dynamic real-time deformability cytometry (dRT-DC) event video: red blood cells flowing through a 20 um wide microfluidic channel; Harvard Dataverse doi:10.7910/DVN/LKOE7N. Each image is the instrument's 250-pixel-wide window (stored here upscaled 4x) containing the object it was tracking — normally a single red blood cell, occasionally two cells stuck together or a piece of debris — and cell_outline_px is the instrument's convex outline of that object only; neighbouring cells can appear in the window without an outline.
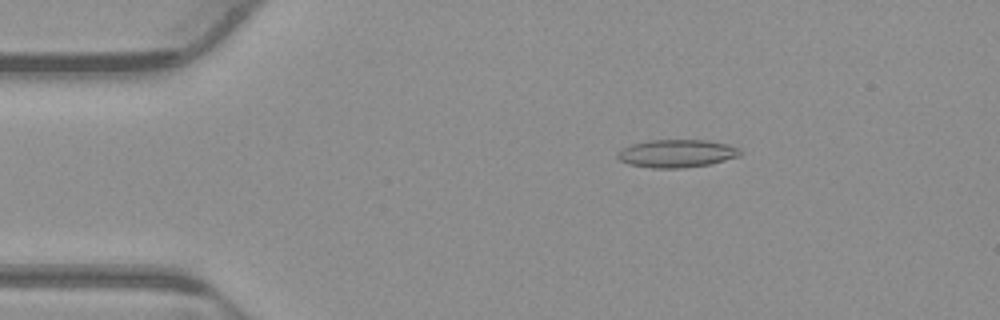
{"species": "common noctule bat (a hibernating species)", "species_latin": "Nyctalus noctula", "temperature_condition": "warm", "stored_images_in_passage": 53, "camera_frame_rate_fps": 3000, "um_per_image_px": 0.085, "animal": {"sex": "male", "body_mass_g": 23.1, "forearm_length_mm": 52.7}, "frame": {"image": 1, "passage_image": 9, "time_ms": 2.667, "image_size_px": [1000, 320], "cell_outline_px": [[744, 152], [740, 156], [708, 164], [684, 168], [652, 168], [628, 164], [620, 160], [616, 156], [616, 152], [632, 144], [648, 140], [708, 140], [740, 148]], "centroid_in_image_um": [57.52, 13.04], "position_along_channel_um": 27.5, "area_um2": 19.94}}
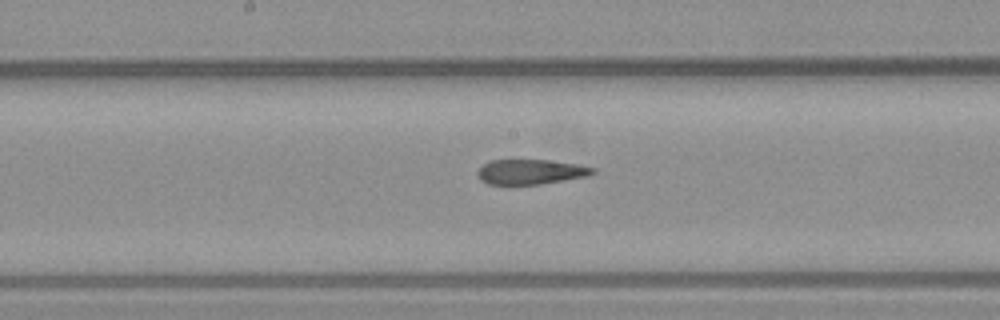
{"frame": {"image": 2, "passage_image": 27, "time_ms": 8.667, "image_size_px": [1000, 320], "cell_outline_px": [[596, 172], [588, 176], [540, 184], [508, 188], [488, 184], [480, 180], [476, 172], [488, 160], [548, 160], [576, 164], [596, 168]], "centroid_in_image_um": [45.03, 14.65], "position_along_channel_um": 203.2, "area_um2": 17.46}}
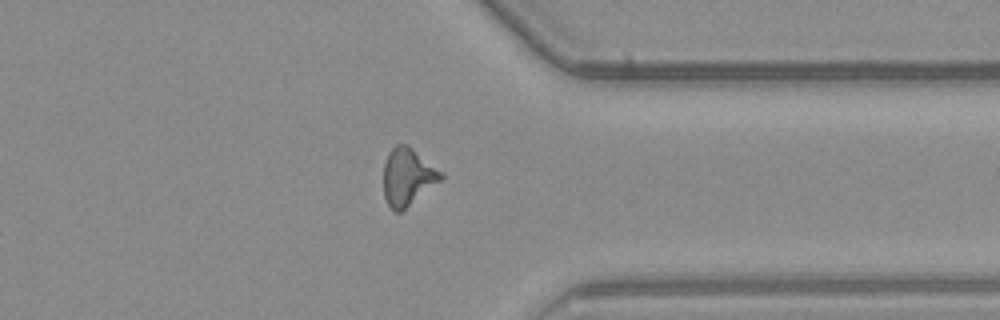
{"frame": {"image": 3, "passage_image": 41, "time_ms": 13.333, "image_size_px": [1000, 320], "cell_outline_px": [[444, 176], [440, 180], [400, 212], [396, 212], [388, 204], [384, 196], [384, 164], [388, 152], [396, 144], [408, 144], [444, 172]], "centroid_in_image_um": [34.66, 14.98], "position_along_channel_um": 376.7, "area_um2": 19.02}, "authors_computed_cell_mechanics": {"area_um2": 18.4382, "velocity_mm_per_s": 3.8716, "shape_relaxation_time_tau1_ms": null, "shape_relaxation_time_tau2_ms": 2.6604, "deformation_change_tau1": null, "deformation_change_tau2": 0.1282}}